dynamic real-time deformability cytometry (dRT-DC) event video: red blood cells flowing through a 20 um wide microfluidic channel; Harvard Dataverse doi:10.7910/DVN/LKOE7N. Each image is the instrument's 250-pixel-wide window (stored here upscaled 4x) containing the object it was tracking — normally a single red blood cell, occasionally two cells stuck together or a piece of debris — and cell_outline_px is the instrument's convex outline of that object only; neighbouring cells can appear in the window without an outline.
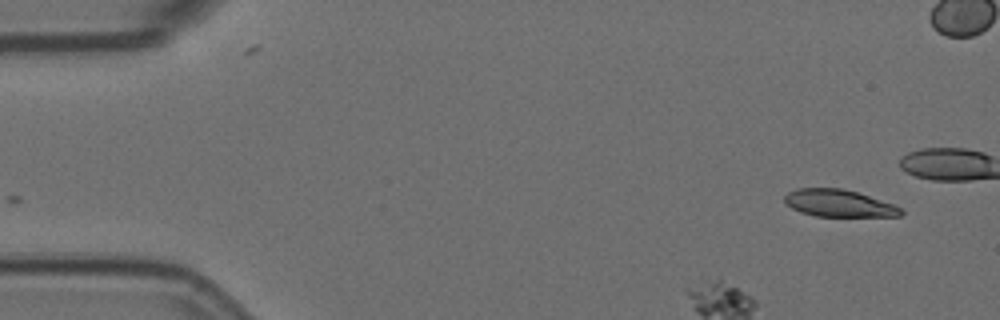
{"species": "Egyptian fruit bat (a non-hibernating species)", "species_latin": "Rousettus aegyptiacus", "temperature_condition": "room temperature", "stored_images_in_passage": 10, "camera_frame_rate_fps": 3000, "um_per_image_px": 0.085, "animal": {"sex": "female"}, "frame": {"image": 1, "passage_image": 1, "time_ms": 0.0, "image_size_px": [1000, 320], "cell_outline_px": [[904, 212], [900, 216], [816, 216], [800, 212], [784, 204], [784, 196], [788, 192], [796, 188], [844, 188], [892, 204], [900, 208]], "centroid_in_image_um": [71.24, 17.27], "position_along_channel_um": 13.8, "area_um2": 18.32}}